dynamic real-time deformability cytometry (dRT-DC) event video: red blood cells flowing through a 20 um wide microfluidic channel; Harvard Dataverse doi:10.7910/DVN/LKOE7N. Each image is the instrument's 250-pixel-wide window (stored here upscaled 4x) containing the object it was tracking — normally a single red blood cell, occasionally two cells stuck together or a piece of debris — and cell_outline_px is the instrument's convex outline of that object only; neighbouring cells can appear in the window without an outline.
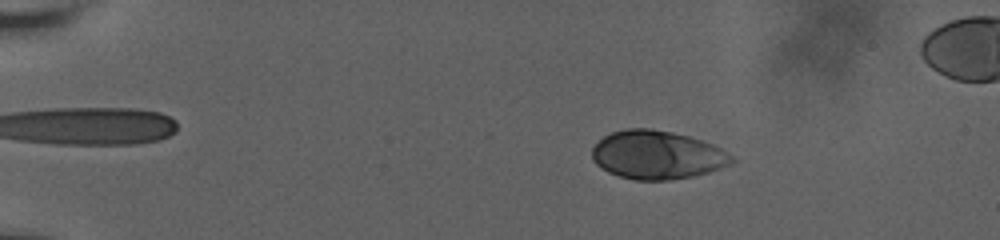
{"species": "human", "species_latin": "Homo sapiens", "temperature_condition": "room temperature", "stored_images_in_passage": 17, "camera_frame_rate_fps": 3000, "um_per_image_px": 0.085, "donor": {"sex": "male"}, "frame": {"image": 1, "passage_image": 6, "time_ms": 3.333, "image_size_px": [1000, 240], "cell_outline_px": [[736, 160], [720, 168], [708, 172], [692, 176], [672, 180], [636, 180], [620, 176], [608, 172], [600, 168], [592, 160], [592, 148], [604, 136], [612, 132], [628, 128], [652, 128], [672, 132], [688, 136], [712, 144], [736, 156]], "centroid_in_image_um": [55.85, 13.17], "position_along_channel_um": 29.1, "area_um2": 39.48}}
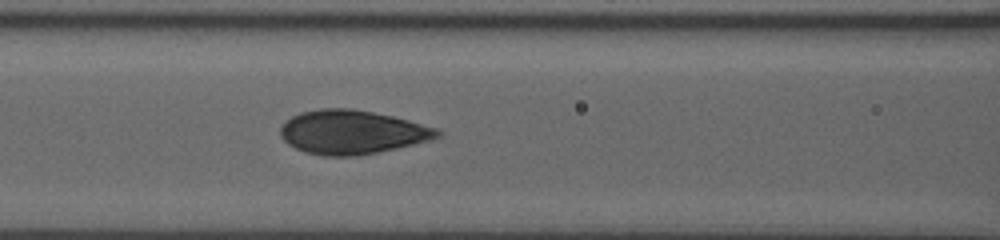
{"frame": {"image": 2, "passage_image": 13, "time_ms": 9.0, "image_size_px": [1000, 240], "cell_outline_px": [[444, 132], [440, 136], [432, 140], [360, 156], [324, 156], [304, 152], [288, 144], [280, 136], [280, 128], [292, 116], [300, 112], [320, 108], [352, 108], [392, 116], [408, 120], [436, 128]], "centroid_in_image_um": [29.93, 11.24], "position_along_channel_um": 136.7, "area_um2": 40.23}}
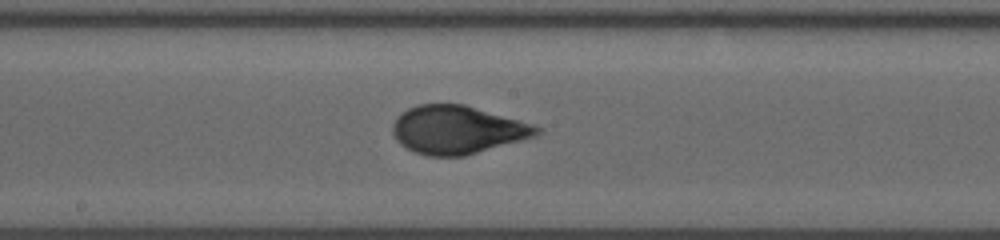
{"frame": {"image": 3, "passage_image": 17, "time_ms": 11.0, "image_size_px": [1000, 240], "cell_outline_px": [[544, 128], [540, 132], [532, 136], [520, 140], [464, 156], [428, 156], [412, 152], [400, 144], [396, 140], [392, 132], [392, 124], [396, 116], [400, 112], [416, 104], [464, 104], [532, 124]], "centroid_in_image_um": [38.79, 11.03], "position_along_channel_um": 209.4, "area_um2": 40.34}}